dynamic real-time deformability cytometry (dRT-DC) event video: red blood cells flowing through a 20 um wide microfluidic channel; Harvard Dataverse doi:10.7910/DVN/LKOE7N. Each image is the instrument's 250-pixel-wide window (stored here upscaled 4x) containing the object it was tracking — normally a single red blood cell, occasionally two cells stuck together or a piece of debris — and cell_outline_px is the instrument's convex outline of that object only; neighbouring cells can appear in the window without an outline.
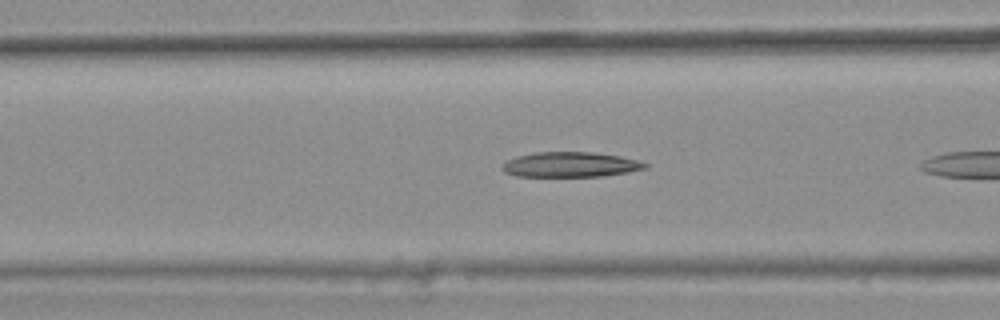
{"species": "common noctule bat (a hibernating species)", "species_latin": "Nyctalus noctula", "temperature_condition": "warm", "stored_images_in_passage": 6, "camera_frame_rate_fps": 3000, "um_per_image_px": 0.085, "animal": {"sex": "female", "body_mass_g": 25.1}, "frame": {"image": 1, "passage_image": 5, "time_ms": 1.333, "image_size_px": [1000, 320], "cell_outline_px": [[648, 168], [628, 172], [604, 176], [516, 176], [504, 172], [500, 168], [508, 160], [516, 156], [532, 152], [596, 152], [620, 156], [636, 160], [648, 164]], "centroid_in_image_um": [48.48, 13.98], "position_along_channel_um": 118.1, "area_um2": 20.92}}